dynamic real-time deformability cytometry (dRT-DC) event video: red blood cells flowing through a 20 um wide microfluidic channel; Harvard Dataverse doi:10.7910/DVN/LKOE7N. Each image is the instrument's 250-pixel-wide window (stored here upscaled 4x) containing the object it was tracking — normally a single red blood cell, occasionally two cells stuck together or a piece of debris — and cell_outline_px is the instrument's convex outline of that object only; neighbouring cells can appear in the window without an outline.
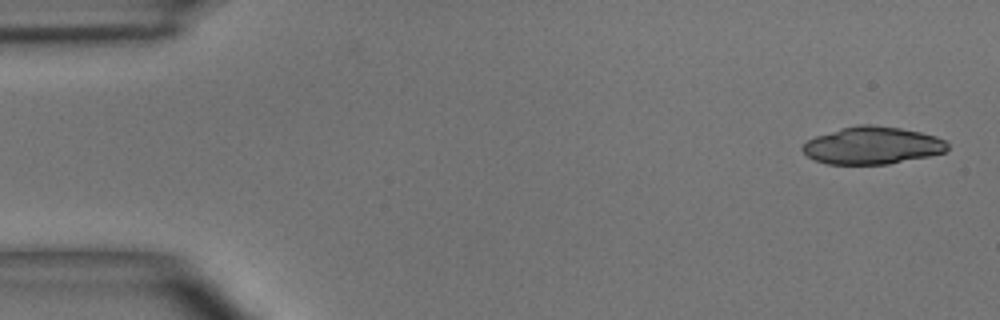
{"species": "common noctule bat (a hibernating species)", "species_latin": "Nyctalus noctula", "temperature_condition": "room temperature", "stored_images_in_passage": 5, "camera_frame_rate_fps": 3000, "um_per_image_px": 0.085, "animal": {"sex": "male", "body_mass_g": 15.6}, "frame": {"image": 1, "passage_image": 1, "time_ms": 0.0, "image_size_px": [1000, 320], "cell_outline_px": [[948, 152], [888, 164], [824, 164], [808, 156], [800, 148], [808, 140], [816, 136], [840, 128], [860, 124], [872, 124], [900, 128], [920, 132], [936, 136], [944, 140], [948, 144]], "centroid_in_image_um": [74.15, 12.36], "position_along_channel_um": 10.8, "area_um2": 31.62}}